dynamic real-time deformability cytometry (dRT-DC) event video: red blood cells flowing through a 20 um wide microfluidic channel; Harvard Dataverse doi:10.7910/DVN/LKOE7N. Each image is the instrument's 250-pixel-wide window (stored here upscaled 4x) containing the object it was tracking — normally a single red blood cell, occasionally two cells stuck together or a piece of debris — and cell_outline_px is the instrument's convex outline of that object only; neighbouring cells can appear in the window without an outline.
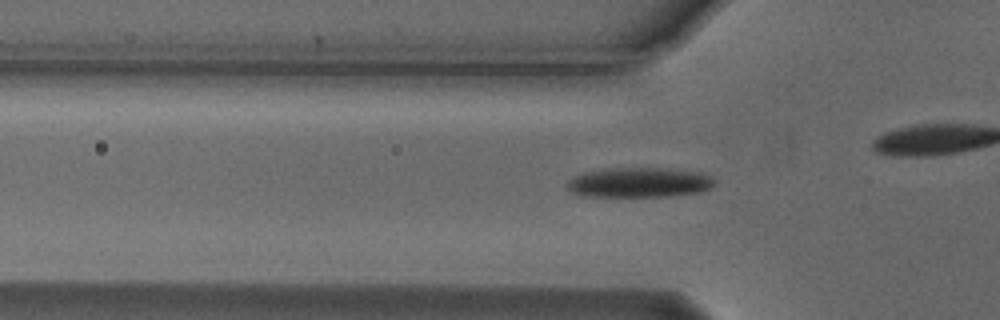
{"species": "Egyptian fruit bat (a non-hibernating species)", "species_latin": "Rousettus aegyptiacus", "temperature_condition": "cold", "stored_images_in_passage": 44, "camera_frame_rate_fps": 3000, "um_per_image_px": 0.085, "animal": {"sex": "male"}, "frame": {"image": 1, "passage_image": 17, "time_ms": 5.333, "image_size_px": [1000, 320], "cell_outline_px": [[716, 184], [700, 192], [668, 196], [580, 196], [572, 192], [564, 184], [572, 176], [584, 172], [608, 168], [668, 168], [700, 172], [716, 180]], "centroid_in_image_um": [54.29, 15.5], "position_along_channel_um": 71.5, "area_um2": 25.84}}
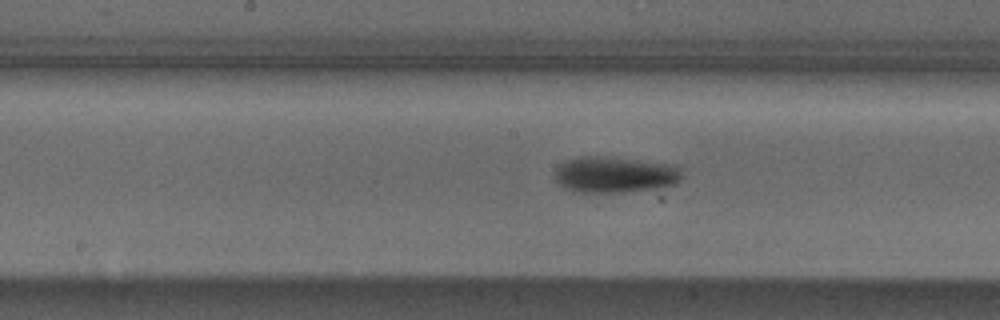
{"frame": {"image": 2, "passage_image": 27, "time_ms": 8.667, "image_size_px": [1000, 320], "cell_outline_px": [[684, 176], [676, 184], [656, 188], [616, 192], [572, 192], [564, 188], [556, 180], [556, 168], [560, 164], [568, 160], [580, 156], [604, 156], [684, 164]], "centroid_in_image_um": [52.38, 14.82], "position_along_channel_um": 195.8, "area_um2": 27.46}}
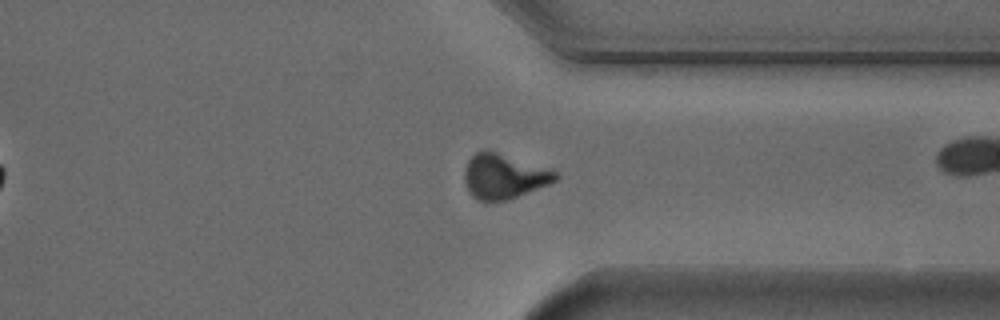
{"frame": {"image": 3, "passage_image": 41, "time_ms": 13.333, "image_size_px": [1000, 320], "cell_outline_px": [[560, 176], [556, 180], [548, 184], [508, 200], [476, 200], [468, 192], [464, 180], [464, 168], [468, 160], [476, 152], [484, 148], [552, 168]], "centroid_in_image_um": [42.82, 14.96], "position_along_channel_um": 368.6, "area_um2": 24.1}, "authors_computed_cell_mechanics": {"area_um2": 24.1315, "velocity_mm_per_s": 3.7266, "shape_relaxation_time_tau1_ms": 3.1676, "shape_relaxation_time_tau2_ms": null, "deformation_change_tau1": 0.1349, "deformation_change_tau2": null}}